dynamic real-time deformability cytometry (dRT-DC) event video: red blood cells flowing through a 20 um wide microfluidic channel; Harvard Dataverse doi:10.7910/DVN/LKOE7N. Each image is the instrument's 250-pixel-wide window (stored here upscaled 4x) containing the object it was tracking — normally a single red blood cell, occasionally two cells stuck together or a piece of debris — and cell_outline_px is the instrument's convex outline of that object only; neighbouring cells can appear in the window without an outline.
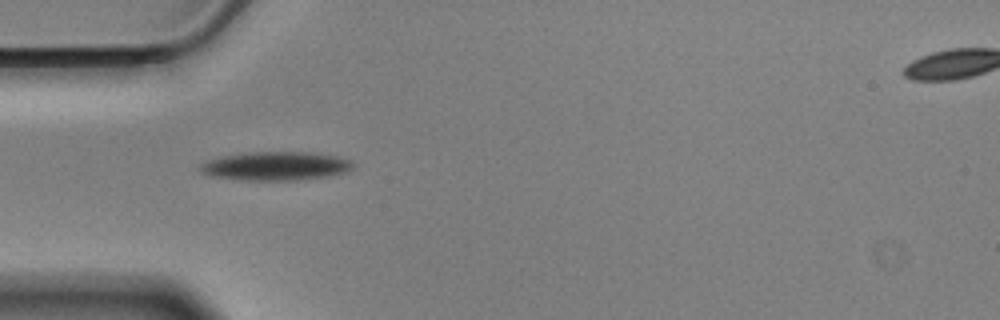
{"species": "Egyptian fruit bat (a non-hibernating species)", "species_latin": "Rousettus aegyptiacus", "temperature_condition": "cold", "stored_images_in_passage": 41, "camera_frame_rate_fps": 3000, "um_per_image_px": 0.085, "animal": {"sex": "male"}, "frame": {"image": 1, "passage_image": 1, "time_ms": 0.0, "image_size_px": [1000, 320], "cell_outline_px": [[352, 168], [344, 172], [328, 176], [292, 180], [240, 180], [212, 176], [200, 172], [200, 164], [208, 160], [224, 156], [248, 152], [308, 152], [332, 156], [348, 160], [352, 164]], "centroid_in_image_um": [23.36, 14.12], "position_along_channel_um": 61.6, "area_um2": 25.09}}
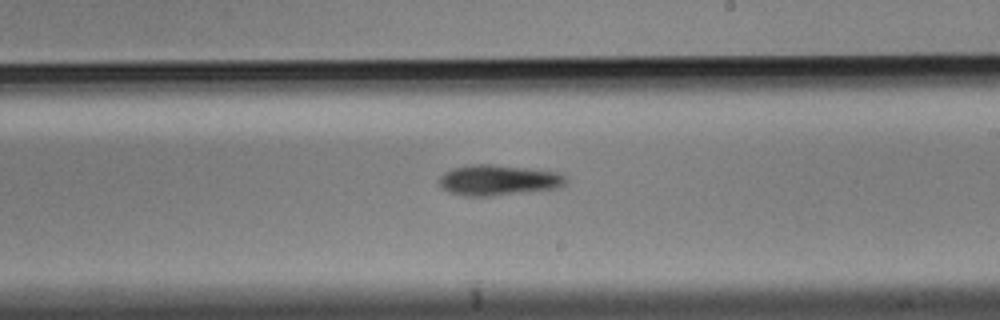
{"frame": {"image": 2, "passage_image": 17, "time_ms": 5.333, "image_size_px": [1000, 320], "cell_outline_px": [[568, 180], [564, 184], [556, 188], [492, 196], [464, 196], [448, 192], [440, 188], [440, 176], [444, 172], [452, 168], [472, 164], [492, 164], [560, 172]], "centroid_in_image_um": [42.32, 15.31], "position_along_channel_um": 246.7, "area_um2": 22.6}}
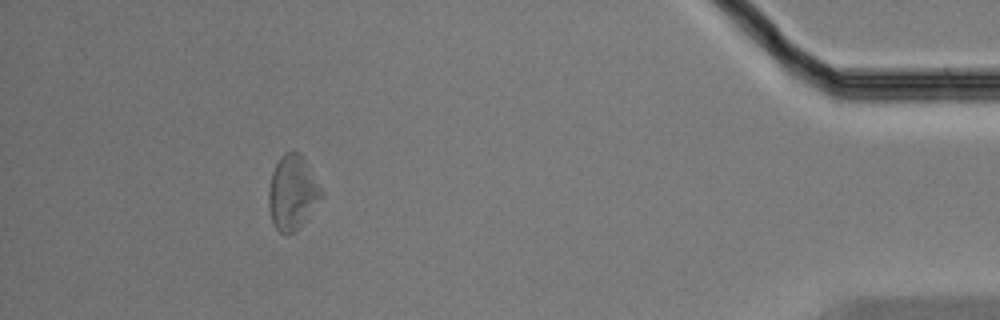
{"frame": {"image": 3, "passage_image": 36, "time_ms": 11.667, "image_size_px": [1000, 320], "cell_outline_px": [[324, 196], [300, 224], [292, 232], [280, 232], [272, 224], [268, 204], [268, 188], [272, 172], [280, 156], [284, 152], [300, 152], [324, 192]], "centroid_in_image_um": [24.84, 16.32], "position_along_channel_um": 410.4, "area_um2": 22.54}, "authors_computed_cell_mechanics": {"area_um2": 22.542, "velocity_mm_per_s": 3.4909, "shape_relaxation_time_tau1_ms": 2.0197, "shape_relaxation_time_tau2_ms": null, "deformation_change_tau1": 0.0912, "deformation_change_tau2": null}}